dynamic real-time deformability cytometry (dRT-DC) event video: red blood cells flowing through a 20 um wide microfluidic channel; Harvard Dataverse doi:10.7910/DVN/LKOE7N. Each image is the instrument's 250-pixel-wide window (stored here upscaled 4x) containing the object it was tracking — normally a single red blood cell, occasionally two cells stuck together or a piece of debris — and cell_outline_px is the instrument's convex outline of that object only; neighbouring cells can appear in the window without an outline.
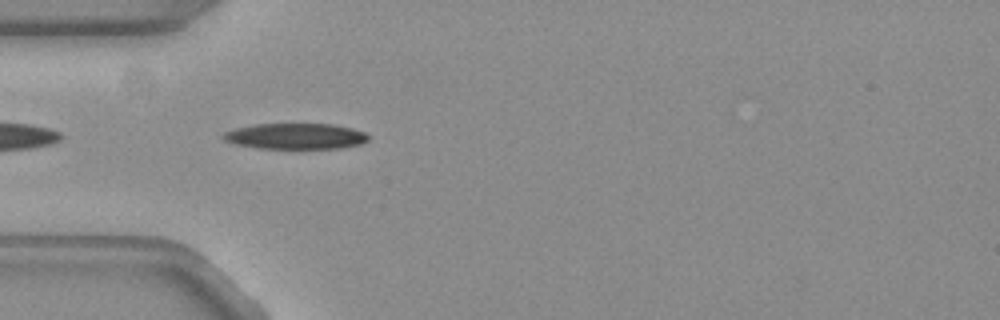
{"species": "common noctule bat (a hibernating species)", "species_latin": "Nyctalus noctula", "temperature_condition": "warm", "stored_images_in_passage": 6, "camera_frame_rate_fps": 3000, "um_per_image_px": 0.085, "animal": {"sex": "female", "body_mass_g": 19.3, "forearm_length_mm": 54.1}, "frame": {"image": 1, "passage_image": 3, "time_ms": 0.667, "image_size_px": [1000, 320], "cell_outline_px": [[368, 140], [360, 144], [340, 148], [256, 148], [236, 144], [224, 140], [220, 136], [224, 132], [236, 128], [256, 124], [336, 124], [352, 128], [364, 132], [368, 136]], "centroid_in_image_um": [25.11, 11.57], "position_along_channel_um": 59.9, "area_um2": 21.79}}